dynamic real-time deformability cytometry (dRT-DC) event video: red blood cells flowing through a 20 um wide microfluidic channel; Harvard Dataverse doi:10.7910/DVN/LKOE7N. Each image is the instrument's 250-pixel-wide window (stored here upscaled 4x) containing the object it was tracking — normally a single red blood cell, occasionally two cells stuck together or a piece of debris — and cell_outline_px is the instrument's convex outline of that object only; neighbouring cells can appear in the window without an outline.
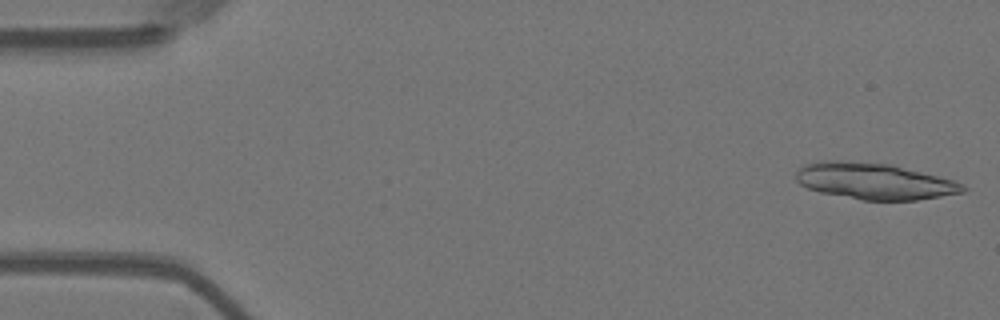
{"species": "Egyptian fruit bat (a non-hibernating species)", "species_latin": "Rousettus aegyptiacus", "temperature_condition": "warm", "stored_images_in_passage": 54, "segment_of_instrument_passage": [1, 2], "camera_frame_rate_fps": 3000, "um_per_image_px": 0.085, "animal": {"sex": "female"}, "frame": {"image": 1, "passage_image": 1, "time_ms": 0.0, "image_size_px": [1000, 320], "cell_outline_px": [[968, 188], [964, 192], [916, 200], [860, 200], [820, 192], [808, 188], [800, 184], [796, 180], [796, 172], [804, 164], [816, 160], [844, 160], [892, 164], [956, 180], [964, 184]], "centroid_in_image_um": [74.32, 15.38], "position_along_channel_um": 10.7, "area_um2": 35.78}}